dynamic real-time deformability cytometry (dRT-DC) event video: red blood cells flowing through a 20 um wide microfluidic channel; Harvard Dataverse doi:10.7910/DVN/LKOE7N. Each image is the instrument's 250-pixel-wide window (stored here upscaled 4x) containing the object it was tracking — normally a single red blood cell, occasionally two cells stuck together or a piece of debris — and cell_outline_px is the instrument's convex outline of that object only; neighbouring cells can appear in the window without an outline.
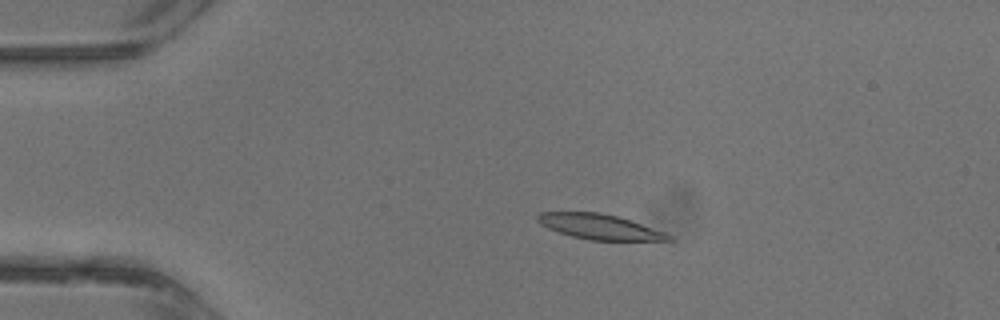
{"species": "common noctule bat (a hibernating species)", "species_latin": "Nyctalus noctula", "temperature_condition": "warm", "stored_images_in_passage": 34, "camera_frame_rate_fps": 3000, "um_per_image_px": 0.085, "animal": {"sex": "male", "body_mass_g": 13.3}, "frame": {"image": 1, "passage_image": 4, "time_ms": 1.0, "image_size_px": [1000, 320], "cell_outline_px": [[676, 240], [588, 240], [572, 236], [548, 228], [540, 224], [536, 220], [536, 216], [540, 212], [600, 212], [616, 216], [664, 232], [672, 236]], "centroid_in_image_um": [50.92, 19.27], "position_along_channel_um": 34.1, "area_um2": 18.9}}
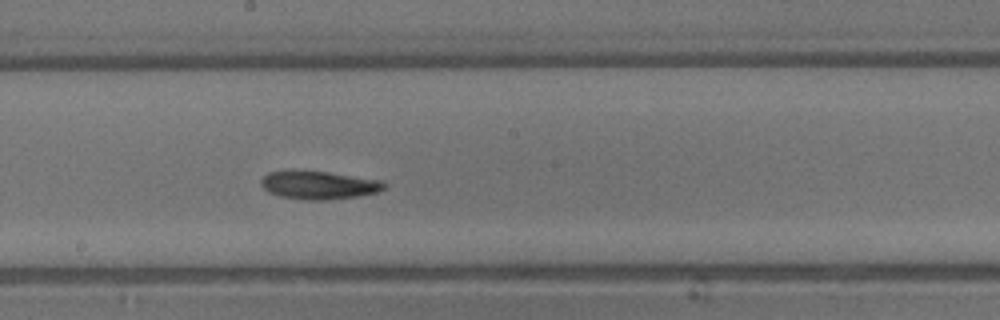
{"frame": {"image": 2, "passage_image": 17, "time_ms": 5.333, "image_size_px": [1000, 320], "cell_outline_px": [[388, 188], [380, 192], [356, 196], [328, 200], [308, 200], [280, 196], [268, 192], [260, 184], [260, 180], [268, 172], [292, 168], [328, 172], [380, 180], [388, 184]], "centroid_in_image_um": [27.08, 15.7], "position_along_channel_um": 221.1, "area_um2": 20.81}}
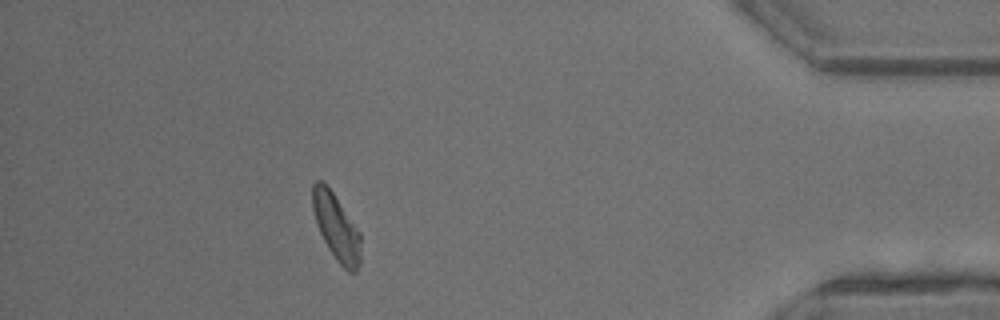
{"frame": {"image": 3, "passage_image": 30, "time_ms": 9.667, "image_size_px": [1000, 320], "cell_outline_px": [[360, 264], [356, 272], [348, 272], [336, 260], [328, 248], [320, 232], [312, 208], [312, 184], [316, 180], [324, 180], [360, 232]], "centroid_in_image_um": [28.58, 19.29], "position_along_channel_um": 406.6, "area_um2": 18.55}}